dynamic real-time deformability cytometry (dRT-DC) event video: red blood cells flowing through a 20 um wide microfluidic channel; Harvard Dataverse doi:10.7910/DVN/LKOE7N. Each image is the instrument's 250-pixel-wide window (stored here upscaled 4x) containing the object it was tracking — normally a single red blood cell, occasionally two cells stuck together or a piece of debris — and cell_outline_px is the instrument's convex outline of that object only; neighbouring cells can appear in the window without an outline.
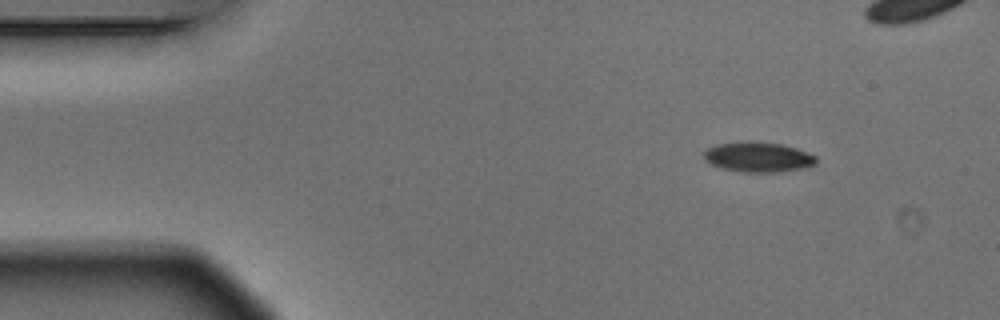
{"species": "Egyptian fruit bat (a non-hibernating species)", "species_latin": "Rousettus aegyptiacus", "temperature_condition": "warm", "stored_images_in_passage": 5, "camera_frame_rate_fps": 3000, "um_per_image_px": 0.085, "animal": {"sex": "male"}, "frame": {"image": 1, "passage_image": 1, "time_ms": 0.0, "image_size_px": [1000, 320], "cell_outline_px": [[816, 164], [808, 168], [780, 172], [740, 172], [720, 168], [708, 164], [704, 160], [704, 152], [708, 148], [716, 144], [740, 140], [752, 140], [780, 144], [796, 148], [816, 156]], "centroid_in_image_um": [64.41, 13.34], "position_along_channel_um": 20.6, "area_um2": 20.23}}